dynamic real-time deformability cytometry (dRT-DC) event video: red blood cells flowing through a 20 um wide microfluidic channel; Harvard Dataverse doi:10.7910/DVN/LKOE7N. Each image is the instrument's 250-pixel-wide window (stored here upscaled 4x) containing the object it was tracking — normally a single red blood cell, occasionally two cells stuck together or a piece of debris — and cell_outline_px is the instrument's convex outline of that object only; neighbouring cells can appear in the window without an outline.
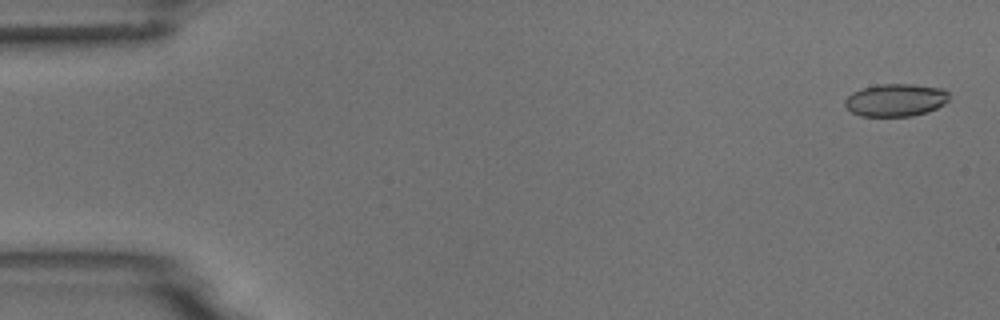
{"species": "common noctule bat (a hibernating species)", "species_latin": "Nyctalus noctula", "temperature_condition": "room temperature", "stored_images_in_passage": 5, "camera_frame_rate_fps": 3000, "um_per_image_px": 0.085, "animal": {"sex": "male", "body_mass_g": 18.8}, "frame": {"image": 1, "passage_image": 1, "time_ms": 0.0, "image_size_px": [1000, 320], "cell_outline_px": [[948, 100], [944, 104], [928, 112], [912, 116], [860, 116], [852, 112], [844, 104], [844, 100], [852, 92], [864, 88], [880, 84], [912, 84], [944, 88], [948, 92]], "centroid_in_image_um": [76.15, 8.5], "position_along_channel_um": 8.9, "area_um2": 19.83}}
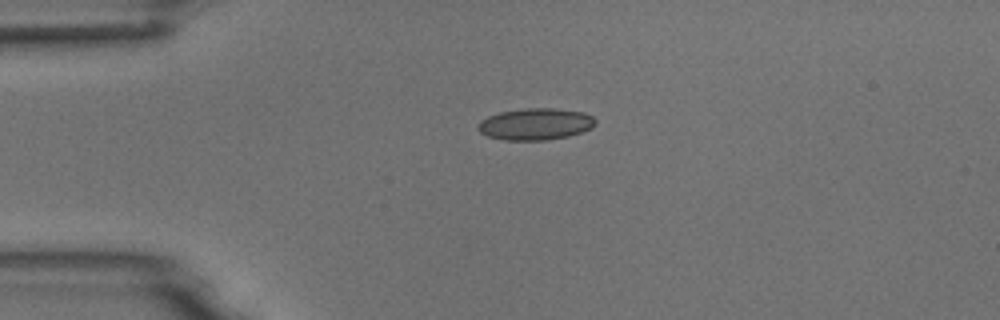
{"frame": {"image": 2, "passage_image": 4, "time_ms": 3.667, "image_size_px": [1000, 320], "cell_outline_px": [[596, 124], [592, 128], [568, 136], [544, 140], [504, 140], [488, 136], [480, 132], [476, 128], [480, 120], [488, 116], [500, 112], [524, 108], [552, 108], [584, 112], [592, 116], [596, 120]], "centroid_in_image_um": [45.51, 10.54], "position_along_channel_um": 39.5, "area_um2": 21.73}}